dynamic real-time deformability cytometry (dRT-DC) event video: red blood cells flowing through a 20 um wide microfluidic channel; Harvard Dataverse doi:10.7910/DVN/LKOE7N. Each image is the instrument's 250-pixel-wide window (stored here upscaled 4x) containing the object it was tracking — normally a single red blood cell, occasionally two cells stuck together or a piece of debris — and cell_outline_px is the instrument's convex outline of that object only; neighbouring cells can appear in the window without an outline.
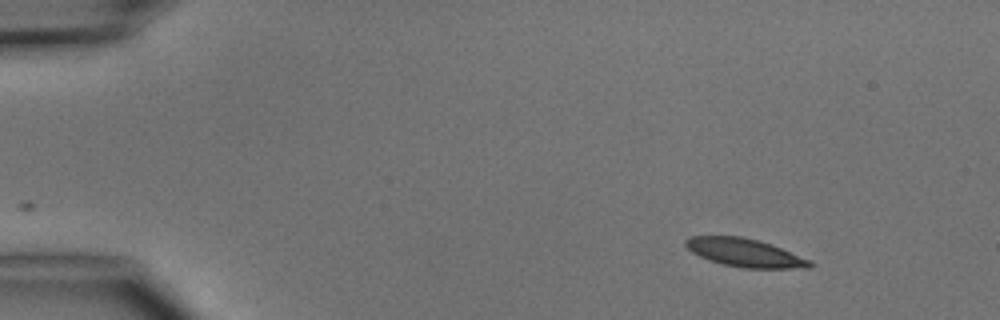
{"species": "common noctule bat (a hibernating species)", "species_latin": "Nyctalus noctula", "temperature_condition": "cold", "stored_images_in_passage": 2, "camera_frame_rate_fps": 3000, "um_per_image_px": 0.085, "animal": {"sex": "male", "body_mass_g": 15.6}, "frame": {"image": 1, "passage_image": 2, "time_ms": 1.333, "image_size_px": [1000, 320], "cell_outline_px": [[812, 268], [744, 268], [724, 264], [700, 256], [692, 252], [684, 244], [684, 240], [688, 236], [740, 236], [756, 240], [780, 248], [812, 260]], "centroid_in_image_um": [63.31, 21.48], "position_along_channel_um": 21.7, "area_um2": 20.11}}